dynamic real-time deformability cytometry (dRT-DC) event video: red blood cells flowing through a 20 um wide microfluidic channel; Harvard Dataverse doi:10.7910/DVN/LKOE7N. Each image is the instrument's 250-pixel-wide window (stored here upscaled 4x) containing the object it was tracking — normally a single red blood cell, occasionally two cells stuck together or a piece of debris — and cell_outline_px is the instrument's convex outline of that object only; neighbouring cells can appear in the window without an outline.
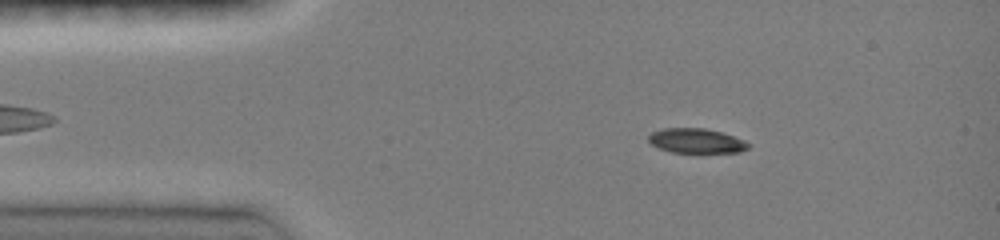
{"species": "common noctule bat (a hibernating species)", "species_latin": "Nyctalus noctula", "temperature_condition": "room temperature", "stored_images_in_passage": 69, "camera_frame_rate_fps": 3000, "um_per_image_px": 0.085, "animal": {"sex": "female", "body_mass_g": 19.0, "forearm_length_mm": 51.5}, "frame": {"image": 1, "passage_image": 5, "time_ms": 0.667, "image_size_px": [1000, 240], "cell_outline_px": [[748, 148], [740, 152], [672, 152], [656, 148], [648, 140], [648, 136], [652, 132], [664, 128], [704, 128], [720, 132], [744, 140], [748, 144]], "centroid_in_image_um": [59.13, 11.97], "position_along_channel_um": 25.9, "area_um2": 14.16}}
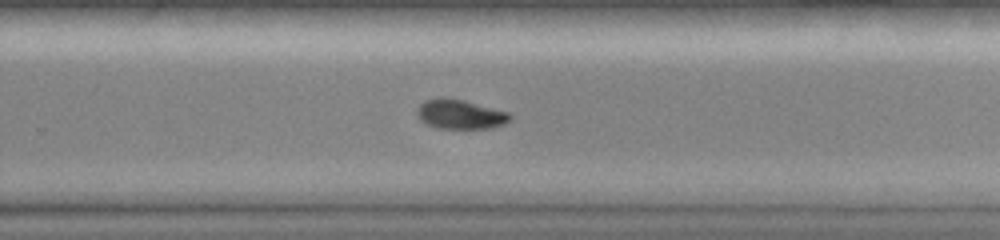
{"frame": {"image": 2, "passage_image": 50, "time_ms": 8.333, "image_size_px": [1000, 240], "cell_outline_px": [[512, 120], [504, 124], [492, 128], [440, 128], [428, 124], [420, 120], [416, 112], [420, 104], [424, 100], [440, 96], [444, 96], [464, 100], [508, 112], [512, 116]], "centroid_in_image_um": [39.12, 9.69], "position_along_channel_um": 290.7, "area_um2": 16.07}}
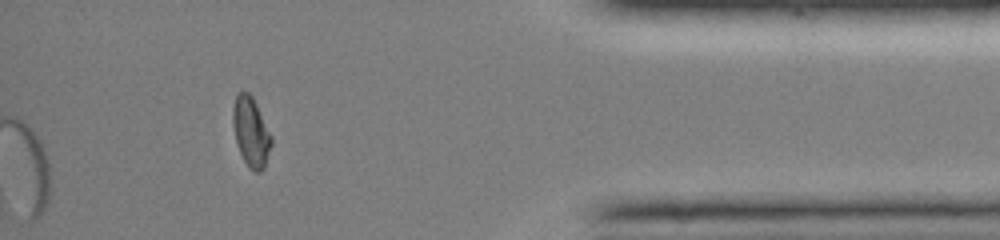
{"frame": {"image": 3, "passage_image": 69, "time_ms": 12.0, "image_size_px": [1000, 240], "cell_outline_px": [[272, 144], [264, 168], [260, 172], [256, 172], [248, 168], [240, 152], [236, 140], [232, 124], [232, 108], [236, 92], [248, 92], [252, 96], [272, 136]], "centroid_in_image_um": [21.32, 11.2], "position_along_channel_um": 413.9, "area_um2": 15.66}, "authors_computed_cell_mechanics": {"area_um2": 16.2418, "velocity_mm_per_s": 4.111, "shape_relaxation_time_tau1_ms": 3.3104, "shape_relaxation_time_tau2_ms": null, "deformation_change_tau1": 0.1686, "deformation_change_tau2": null}}